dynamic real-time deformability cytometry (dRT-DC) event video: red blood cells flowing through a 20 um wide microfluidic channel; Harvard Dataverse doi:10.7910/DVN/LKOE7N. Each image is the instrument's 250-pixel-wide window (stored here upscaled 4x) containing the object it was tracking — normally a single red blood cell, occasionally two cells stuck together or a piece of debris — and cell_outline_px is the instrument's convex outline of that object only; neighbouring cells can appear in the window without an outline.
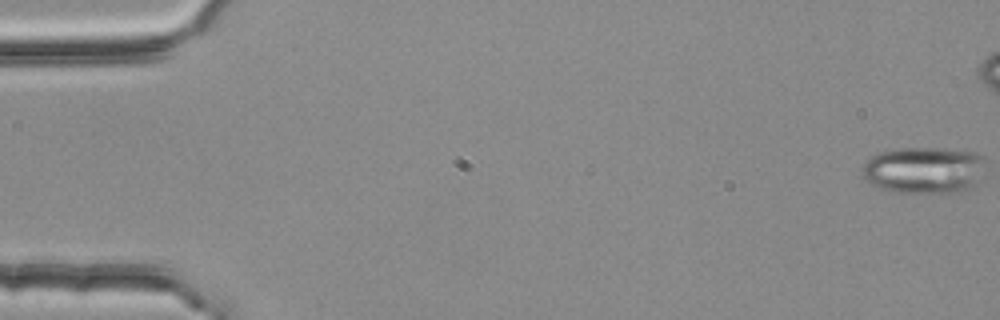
{"species": "common noctule bat (a hibernating species)", "species_latin": "Nyctalus noctula", "temperature_condition": "room temperature", "stored_images_in_passage": 5, "camera_frame_rate_fps": 3000, "um_per_image_px": 0.085, "animal": {"sex": "female", "body_mass_g": 25.1}, "frame": {"image": 1, "passage_image": 1, "time_ms": 0.0, "image_size_px": [1000, 320], "cell_outline_px": [[984, 160], [968, 192], [892, 192], [876, 188], [864, 176], [864, 164], [872, 156], [880, 152], [900, 148], [936, 148], [976, 152], [984, 156]], "centroid_in_image_um": [78.49, 14.46], "position_along_channel_um": 6.5, "area_um2": 32.95}}